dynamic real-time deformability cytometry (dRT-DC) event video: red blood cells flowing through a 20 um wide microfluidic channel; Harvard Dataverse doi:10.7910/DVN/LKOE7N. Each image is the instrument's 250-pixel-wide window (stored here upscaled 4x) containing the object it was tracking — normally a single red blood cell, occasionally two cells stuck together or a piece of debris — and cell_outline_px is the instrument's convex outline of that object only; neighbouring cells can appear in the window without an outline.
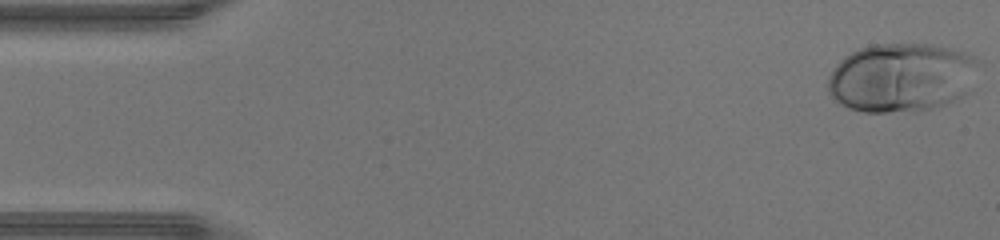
{"species": "human", "species_latin": "Homo sapiens", "temperature_condition": "warm", "stored_images_in_passage": 46, "camera_frame_rate_fps": 3000, "um_per_image_px": 0.085, "donor": {"sex": "male"}, "frame": {"image": 1, "passage_image": 1, "time_ms": 0.0, "image_size_px": [1000, 240], "cell_outline_px": [[980, 60], [972, 92], [944, 104], [932, 108], [916, 112], [864, 112], [848, 108], [840, 104], [828, 92], [828, 76], [836, 64], [844, 56], [860, 48], [876, 44], [928, 44], [948, 48], [964, 52], [976, 56]], "centroid_in_image_um": [76.67, 6.6], "position_along_channel_um": 8.3, "area_um2": 61.38}}
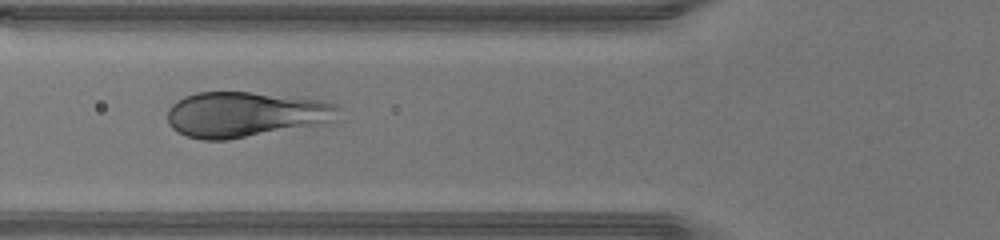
{"frame": {"image": 2, "passage_image": 17, "time_ms": 5.333, "image_size_px": [1000, 240], "cell_outline_px": [[340, 108], [328, 120], [316, 124], [228, 140], [200, 140], [188, 136], [172, 128], [168, 124], [168, 108], [176, 100], [184, 96], [196, 92], [248, 92], [324, 100], [336, 104]], "centroid_in_image_um": [20.74, 9.71], "position_along_channel_um": 105.1, "area_um2": 44.56}}
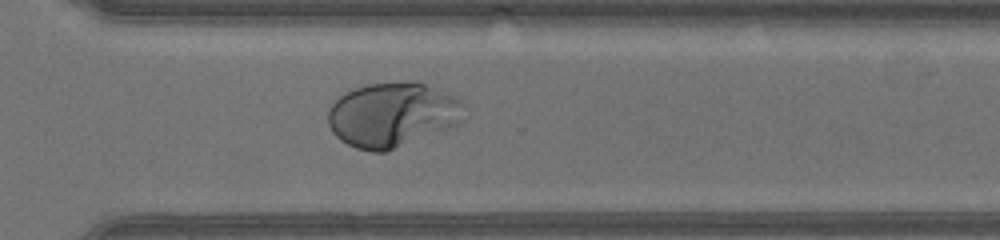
{"frame": {"image": 3, "passage_image": 33, "time_ms": 10.667, "image_size_px": [1000, 240], "cell_outline_px": [[464, 120], [460, 124], [388, 152], [372, 152], [356, 148], [340, 140], [332, 132], [328, 124], [328, 108], [344, 92], [368, 84], [416, 80], [420, 80], [460, 100], [464, 104]], "centroid_in_image_um": [33.38, 9.75], "position_along_channel_um": 337.2, "area_um2": 51.9}}